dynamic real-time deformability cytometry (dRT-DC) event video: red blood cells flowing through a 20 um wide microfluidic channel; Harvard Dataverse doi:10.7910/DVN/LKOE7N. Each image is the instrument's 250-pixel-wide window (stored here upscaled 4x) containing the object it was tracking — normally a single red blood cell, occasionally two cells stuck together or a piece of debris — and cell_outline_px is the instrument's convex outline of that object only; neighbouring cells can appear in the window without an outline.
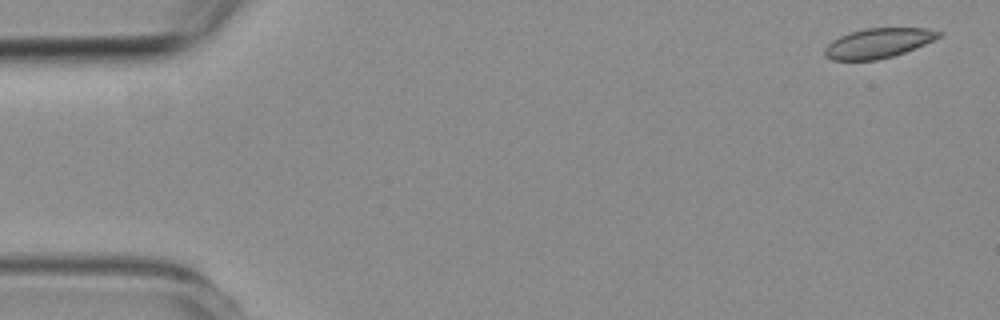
{"species": "common noctule bat (a hibernating species)", "species_latin": "Nyctalus noctula", "temperature_condition": "room temperature", "stored_images_in_passage": 5, "camera_frame_rate_fps": 3000, "um_per_image_px": 0.085, "animal": {"sex": "female", "body_mass_g": 19.3, "forearm_length_mm": 54.1}, "frame": {"image": 1, "passage_image": 1, "time_ms": 0.0, "image_size_px": [1000, 320], "cell_outline_px": [[944, 32], [940, 36], [924, 44], [904, 52], [892, 56], [876, 60], [832, 60], [824, 56], [824, 48], [832, 40], [840, 36], [852, 32], [868, 28], [928, 28]], "centroid_in_image_um": [74.63, 3.66], "position_along_channel_um": 10.4, "area_um2": 19.59}}